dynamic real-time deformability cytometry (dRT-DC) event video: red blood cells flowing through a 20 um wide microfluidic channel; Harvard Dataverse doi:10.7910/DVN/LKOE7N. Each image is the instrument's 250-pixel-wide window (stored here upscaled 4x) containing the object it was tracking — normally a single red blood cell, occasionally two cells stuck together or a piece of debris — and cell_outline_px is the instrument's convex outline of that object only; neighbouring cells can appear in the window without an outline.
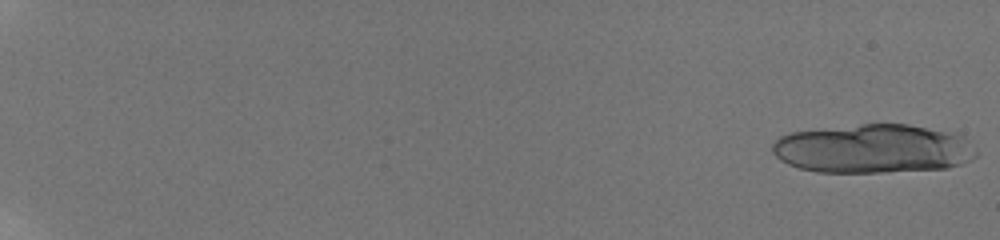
{"species": "human", "species_latin": "Homo sapiens", "temperature_condition": "room temperature", "stored_images_in_passage": 22, "camera_frame_rate_fps": 3000, "um_per_image_px": 0.085, "donor": {"sex": "male"}, "frame": {"image": 1, "passage_image": 1, "time_ms": 0.0, "image_size_px": [1000, 240], "cell_outline_px": [[976, 156], [960, 164], [948, 168], [884, 172], [816, 172], [800, 168], [788, 164], [780, 160], [772, 152], [772, 144], [780, 136], [792, 132], [860, 124], [908, 124], [964, 136], [968, 140], [976, 152]], "centroid_in_image_um": [74.18, 12.65], "position_along_channel_um": 10.8, "area_um2": 57.8}}